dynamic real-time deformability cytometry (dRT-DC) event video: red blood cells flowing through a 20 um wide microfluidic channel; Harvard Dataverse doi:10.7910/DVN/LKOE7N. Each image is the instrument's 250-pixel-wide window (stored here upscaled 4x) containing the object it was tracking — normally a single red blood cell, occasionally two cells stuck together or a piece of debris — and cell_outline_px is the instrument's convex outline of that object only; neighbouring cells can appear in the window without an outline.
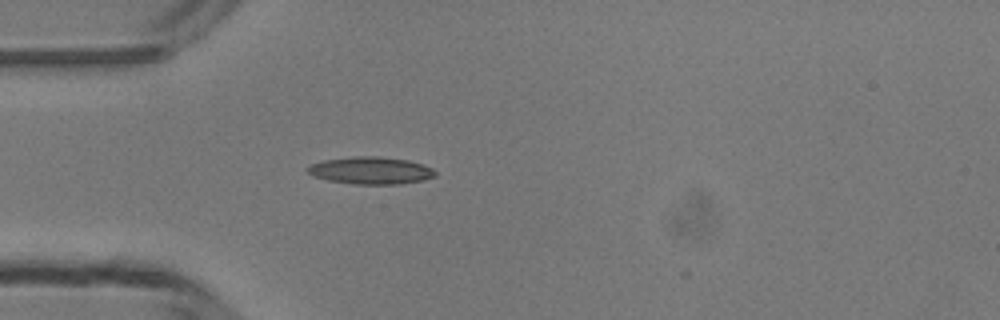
{"species": "common noctule bat (a hibernating species)", "species_latin": "Nyctalus noctula", "temperature_condition": "room temperature", "stored_images_in_passage": 31, "camera_frame_rate_fps": 3000, "um_per_image_px": 0.085, "animal": {"sex": "male", "body_mass_g": 13.3}, "frame": {"image": 1, "passage_image": 1, "time_ms": 0.0, "image_size_px": [1000, 320], "cell_outline_px": [[436, 176], [424, 180], [400, 184], [352, 184], [328, 180], [312, 176], [304, 168], [312, 164], [324, 160], [352, 156], [380, 156], [408, 160], [424, 164], [432, 168], [436, 172]], "centroid_in_image_um": [31.52, 14.49], "position_along_channel_um": 53.5, "area_um2": 20.52}}
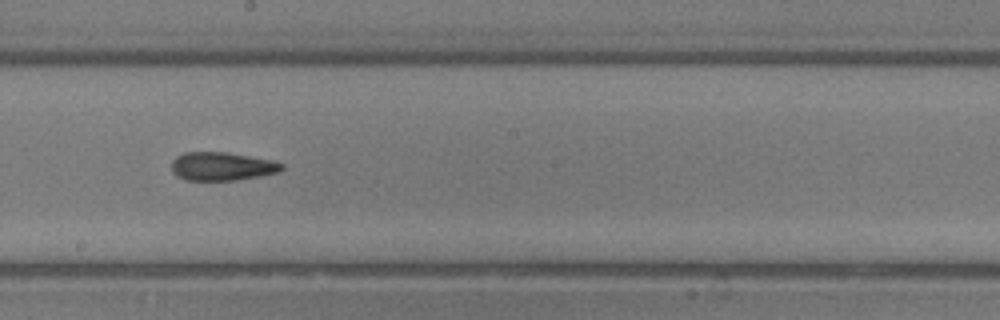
{"frame": {"image": 2, "passage_image": 14, "time_ms": 4.333, "image_size_px": [1000, 320], "cell_outline_px": [[284, 168], [280, 172], [260, 176], [236, 180], [184, 180], [176, 176], [172, 172], [172, 160], [176, 156], [184, 152], [228, 152], [276, 160], [284, 164]], "centroid_in_image_um": [18.9, 14.13], "position_along_channel_um": 229.3, "area_um2": 18.61}}
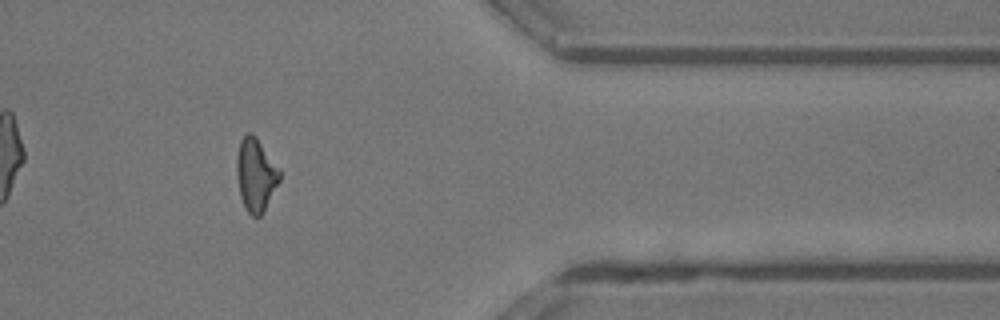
{"frame": {"image": 3, "passage_image": 27, "time_ms": 8.667, "image_size_px": [1000, 320], "cell_outline_px": [[280, 180], [264, 212], [260, 216], [252, 216], [244, 208], [240, 196], [236, 176], [236, 156], [240, 140], [248, 132], [252, 132], [256, 136], [280, 168]], "centroid_in_image_um": [21.73, 14.85], "position_along_channel_um": 389.7, "area_um2": 18.61}}